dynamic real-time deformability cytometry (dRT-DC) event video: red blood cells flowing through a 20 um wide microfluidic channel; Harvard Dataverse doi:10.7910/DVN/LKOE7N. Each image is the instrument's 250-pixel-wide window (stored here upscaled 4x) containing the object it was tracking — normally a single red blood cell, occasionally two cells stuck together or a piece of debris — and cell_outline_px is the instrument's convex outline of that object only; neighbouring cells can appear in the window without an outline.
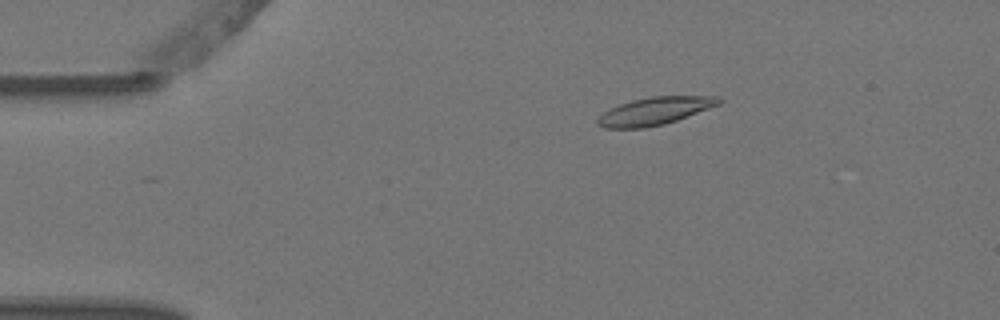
{"species": "Egyptian fruit bat (a non-hibernating species)", "species_latin": "Rousettus aegyptiacus", "temperature_condition": "warm", "stored_images_in_passage": 4, "camera_frame_rate_fps": 3000, "um_per_image_px": 0.085, "animal": {"sex": "female"}, "frame": {"image": 1, "passage_image": 3, "time_ms": 0.667, "image_size_px": [1000, 320], "cell_outline_px": [[724, 100], [720, 104], [676, 120], [664, 124], [644, 128], [604, 128], [596, 124], [596, 120], [604, 112], [620, 104], [632, 100], [652, 96], [720, 96]], "centroid_in_image_um": [55.67, 9.43], "position_along_channel_um": 29.3, "area_um2": 19.42}}